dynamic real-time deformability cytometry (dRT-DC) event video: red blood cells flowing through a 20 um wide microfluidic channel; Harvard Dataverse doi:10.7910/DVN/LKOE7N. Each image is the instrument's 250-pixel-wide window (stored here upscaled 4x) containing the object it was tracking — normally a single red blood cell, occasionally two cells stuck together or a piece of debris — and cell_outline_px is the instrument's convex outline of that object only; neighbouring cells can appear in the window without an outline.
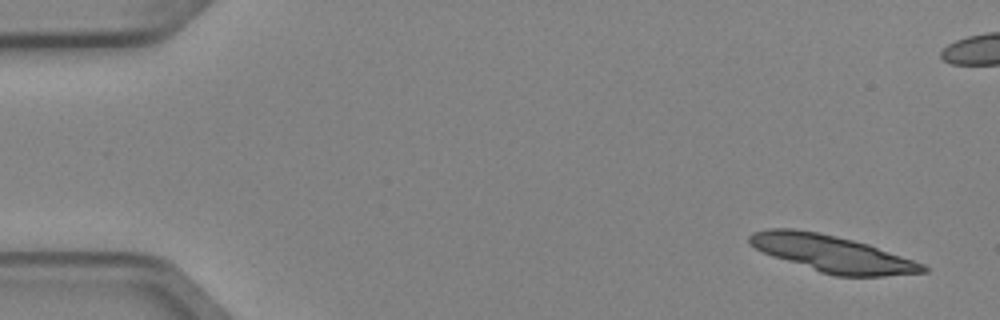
{"species": "Egyptian fruit bat (a non-hibernating species)", "species_latin": "Rousettus aegyptiacus", "temperature_condition": "cold", "stored_images_in_passage": 5, "camera_frame_rate_fps": 3000, "um_per_image_px": 0.085, "animal": {"sex": "female"}, "frame": {"image": 1, "passage_image": 1, "time_ms": 0.0, "image_size_px": [1000, 320], "cell_outline_px": [[928, 272], [884, 276], [836, 276], [820, 272], [772, 256], [748, 244], [748, 236], [752, 232], [768, 228], [792, 228], [816, 232], [836, 236], [868, 244], [924, 264], [928, 268]], "centroid_in_image_um": [70.71, 21.56], "position_along_channel_um": 14.3, "area_um2": 36.88}}